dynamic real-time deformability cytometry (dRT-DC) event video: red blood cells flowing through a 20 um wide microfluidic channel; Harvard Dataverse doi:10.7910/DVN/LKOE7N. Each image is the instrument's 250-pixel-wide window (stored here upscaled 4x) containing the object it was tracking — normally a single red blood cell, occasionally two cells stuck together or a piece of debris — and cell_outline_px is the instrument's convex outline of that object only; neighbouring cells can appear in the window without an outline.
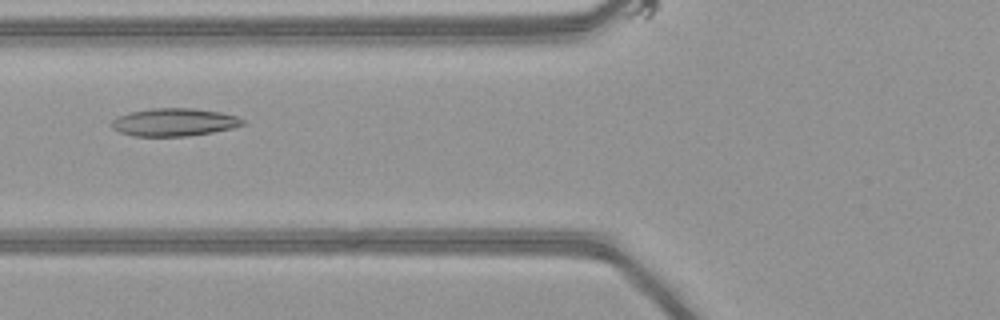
{"species": "common noctule bat (a hibernating species)", "species_latin": "Nyctalus noctula", "temperature_condition": "warm", "stored_images_in_passage": 34, "camera_frame_rate_fps": 3000, "um_per_image_px": 0.085, "animal": {"sex": "female", "body_mass_g": 21.9}, "frame": {"image": 1, "passage_image": 10, "time_ms": 3.0, "image_size_px": [1000, 320], "cell_outline_px": [[244, 124], [232, 128], [212, 132], [188, 136], [132, 136], [120, 132], [112, 128], [108, 124], [116, 116], [128, 112], [152, 108], [196, 108], [220, 112], [236, 116], [244, 120]], "centroid_in_image_um": [14.74, 10.38], "position_along_channel_um": 111.1, "area_um2": 21.44}}
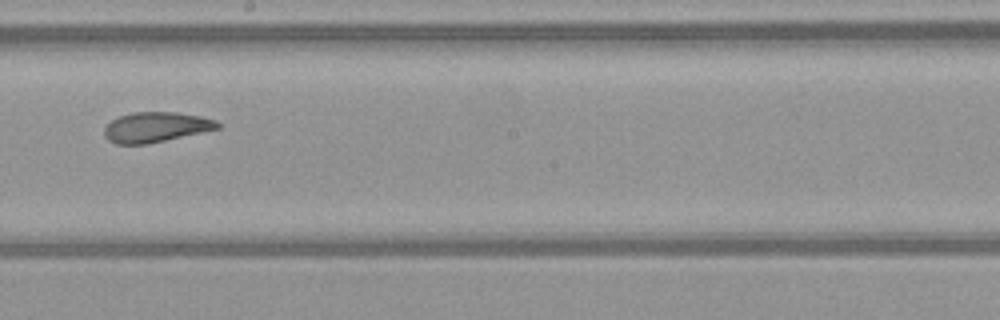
{"frame": {"image": 2, "passage_image": 19, "time_ms": 6.0, "image_size_px": [1000, 320], "cell_outline_px": [[220, 128], [148, 144], [116, 144], [108, 140], [104, 136], [104, 128], [112, 120], [120, 116], [132, 112], [176, 112], [200, 116], [216, 120], [220, 124]], "centroid_in_image_um": [13.24, 10.81], "position_along_channel_um": 235.0, "area_um2": 19.83}}
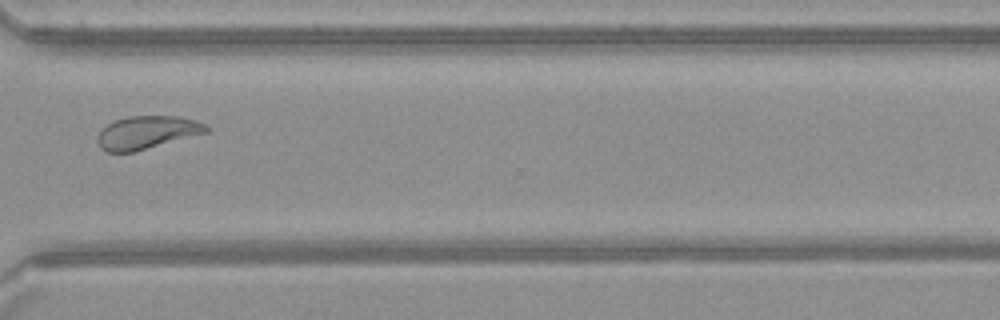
{"frame": {"image": 3, "passage_image": 28, "time_ms": 9.0, "image_size_px": [1000, 320], "cell_outline_px": [[208, 132], [132, 152], [108, 152], [100, 148], [96, 140], [96, 136], [108, 124], [116, 120], [128, 116], [180, 116], [196, 120], [204, 124], [208, 128]], "centroid_in_image_um": [12.47, 11.25], "position_along_channel_um": 358.1, "area_um2": 20.69}, "authors_computed_cell_mechanics": {"area_um2": 20.8658, "velocity_mm_per_s": 4.1148, "shape_relaxation_time_tau1_ms": 10.0129, "shape_relaxation_time_tau2_ms": 1.8598, "deformation_change_tau1": 0.2294, "deformation_change_tau2": 0.0813}}